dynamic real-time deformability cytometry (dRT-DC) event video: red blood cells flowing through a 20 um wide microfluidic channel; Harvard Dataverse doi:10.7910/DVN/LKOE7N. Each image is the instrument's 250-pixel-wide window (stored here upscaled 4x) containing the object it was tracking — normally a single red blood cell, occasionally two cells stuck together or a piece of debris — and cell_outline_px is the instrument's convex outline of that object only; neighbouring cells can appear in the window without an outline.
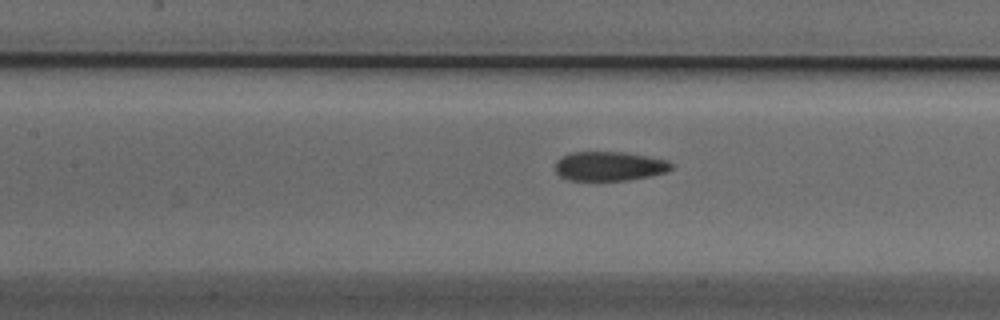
{"species": "Egyptian fruit bat (a non-hibernating species)", "species_latin": "Rousettus aegyptiacus", "temperature_condition": "cold", "stored_images_in_passage": 30, "camera_frame_rate_fps": 3000, "um_per_image_px": 0.085, "animal": {"sex": "male"}, "frame": {"image": 1, "passage_image": 7, "time_ms": 2.0, "image_size_px": [1000, 320], "cell_outline_px": [[672, 168], [668, 172], [652, 176], [628, 180], [568, 180], [560, 176], [556, 172], [556, 160], [572, 152], [624, 152], [648, 156], [668, 160], [672, 164]], "centroid_in_image_um": [51.83, 14.13], "position_along_channel_um": 155.6, "area_um2": 19.88}}
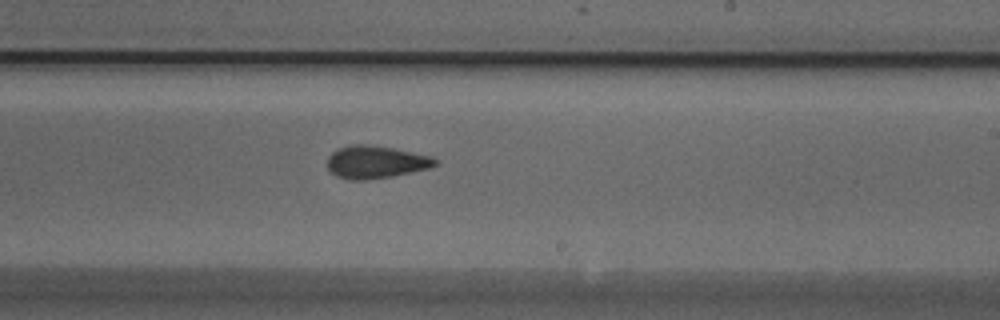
{"frame": {"image": 2, "passage_image": 15, "time_ms": 4.667, "image_size_px": [1000, 320], "cell_outline_px": [[440, 164], [428, 168], [392, 176], [364, 180], [348, 180], [336, 176], [328, 168], [328, 156], [332, 152], [340, 148], [352, 144], [368, 144], [392, 148], [432, 156], [440, 160]], "centroid_in_image_um": [31.96, 13.77], "position_along_channel_um": 257.0, "area_um2": 20.52}}
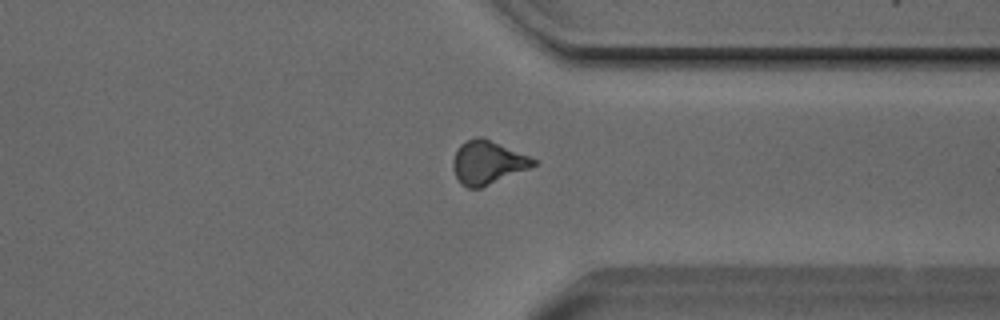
{"frame": {"image": 3, "passage_image": 24, "time_ms": 7.667, "image_size_px": [1000, 320], "cell_outline_px": [[536, 164], [528, 168], [480, 188], [468, 188], [460, 184], [452, 168], [452, 160], [460, 144], [476, 136], [480, 136], [528, 156], [536, 160]], "centroid_in_image_um": [41.38, 13.82], "position_along_channel_um": 370.0, "area_um2": 19.88}}